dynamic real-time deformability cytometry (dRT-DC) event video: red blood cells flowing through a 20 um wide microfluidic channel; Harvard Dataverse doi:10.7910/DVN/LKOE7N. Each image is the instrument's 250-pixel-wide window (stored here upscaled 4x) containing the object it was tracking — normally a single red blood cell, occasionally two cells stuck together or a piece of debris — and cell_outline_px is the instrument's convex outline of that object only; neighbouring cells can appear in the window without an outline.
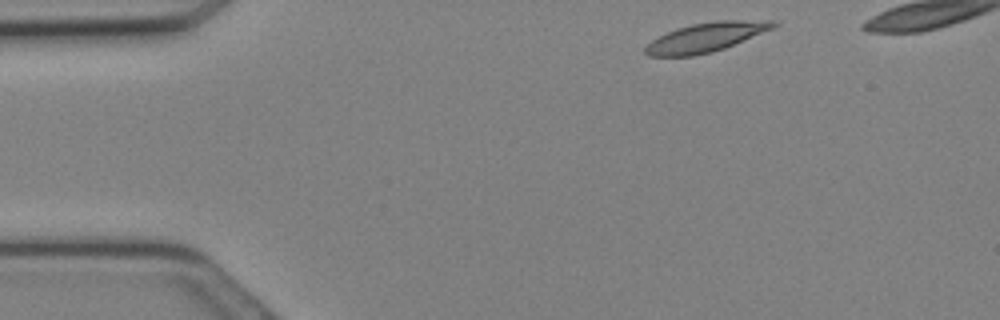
{"species": "Egyptian fruit bat (a non-hibernating species)", "species_latin": "Rousettus aegyptiacus", "temperature_condition": "cold", "stored_images_in_passage": 6, "camera_frame_rate_fps": 3000, "um_per_image_px": 0.085, "animal": {"sex": "female"}, "frame": {"image": 1, "passage_image": 1, "time_ms": 0.0, "image_size_px": [1000, 320], "cell_outline_px": [[780, 24], [772, 28], [724, 48], [712, 52], [692, 56], [648, 56], [644, 52], [644, 48], [652, 40], [676, 28], [692, 24], [720, 20], [776, 20]], "centroid_in_image_um": [60.0, 3.16], "position_along_channel_um": 25.0, "area_um2": 21.56}}